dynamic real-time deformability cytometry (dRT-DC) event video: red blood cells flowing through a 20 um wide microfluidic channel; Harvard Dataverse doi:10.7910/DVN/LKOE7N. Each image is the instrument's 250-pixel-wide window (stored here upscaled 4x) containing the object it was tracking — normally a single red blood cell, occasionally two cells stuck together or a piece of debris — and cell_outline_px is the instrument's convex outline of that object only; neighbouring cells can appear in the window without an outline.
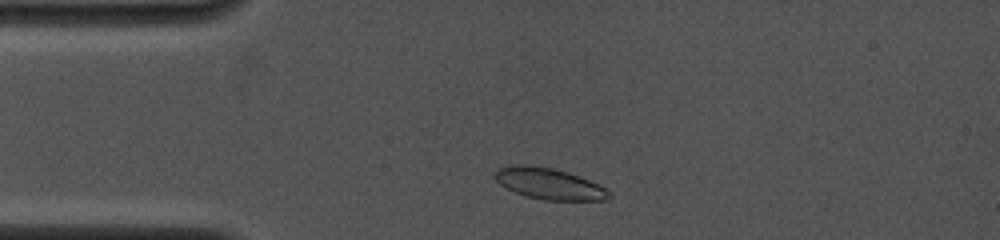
{"species": "common noctule bat (a hibernating species)", "species_latin": "Nyctalus noctula", "temperature_condition": "cold", "stored_images_in_passage": 41, "camera_frame_rate_fps": 4000, "um_per_image_px": 0.085, "animal": {"sex": "female", "body_mass_g": 19.0, "forearm_length_mm": 53.3}, "frame": {"image": 1, "passage_image": 4, "time_ms": 1.0, "image_size_px": [1000, 240], "cell_outline_px": [[612, 196], [604, 200], [544, 200], [528, 196], [516, 192], [500, 184], [492, 176], [496, 168], [512, 164], [524, 164], [552, 168], [568, 172], [588, 180], [612, 192]], "centroid_in_image_um": [46.63, 15.6], "position_along_channel_um": 38.4, "area_um2": 20.69}}
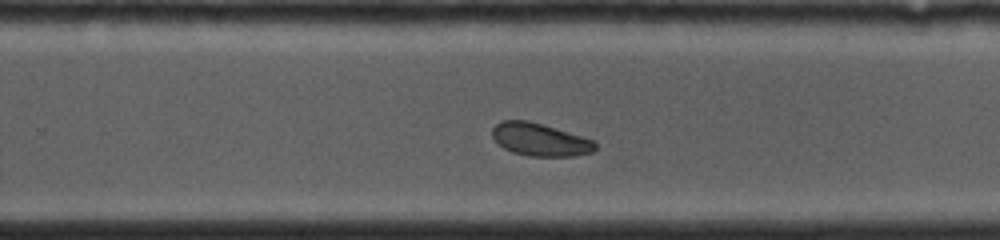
{"frame": {"image": 2, "passage_image": 27, "time_ms": 7.75, "image_size_px": [1000, 240], "cell_outline_px": [[596, 148], [592, 152], [576, 156], [528, 156], [512, 152], [504, 148], [492, 136], [492, 128], [500, 120], [528, 120], [596, 140]], "centroid_in_image_um": [45.91, 11.86], "position_along_channel_um": 283.9, "area_um2": 19.71}}
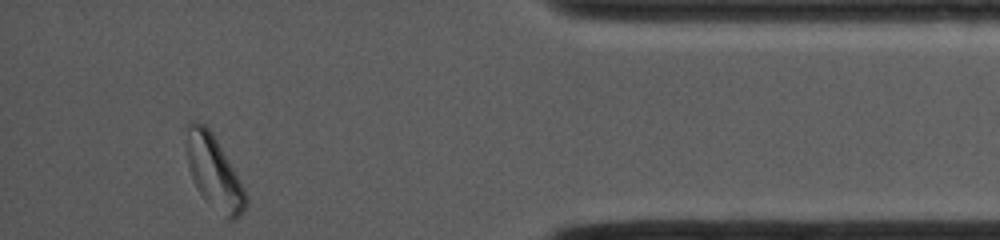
{"frame": {"image": 3, "passage_image": 41, "time_ms": 11.75, "image_size_px": [1000, 240], "cell_outline_px": [[248, 204], [244, 212], [236, 220], [228, 220], [208, 204], [196, 188], [188, 164], [184, 124], [196, 120], [204, 124], [212, 132], [240, 180], [248, 200]], "centroid_in_image_um": [18.18, 14.64], "position_along_channel_um": 417.0, "area_um2": 25.61}, "authors_computed_cell_mechanics": {"area_um2": 20.4034, "velocity_mm_per_s": 4.0244, "shape_relaxation_time_tau1_ms": 3.0999, "shape_relaxation_time_tau2_ms": null, "deformation_change_tau1": 0.0844, "deformation_change_tau2": null}}